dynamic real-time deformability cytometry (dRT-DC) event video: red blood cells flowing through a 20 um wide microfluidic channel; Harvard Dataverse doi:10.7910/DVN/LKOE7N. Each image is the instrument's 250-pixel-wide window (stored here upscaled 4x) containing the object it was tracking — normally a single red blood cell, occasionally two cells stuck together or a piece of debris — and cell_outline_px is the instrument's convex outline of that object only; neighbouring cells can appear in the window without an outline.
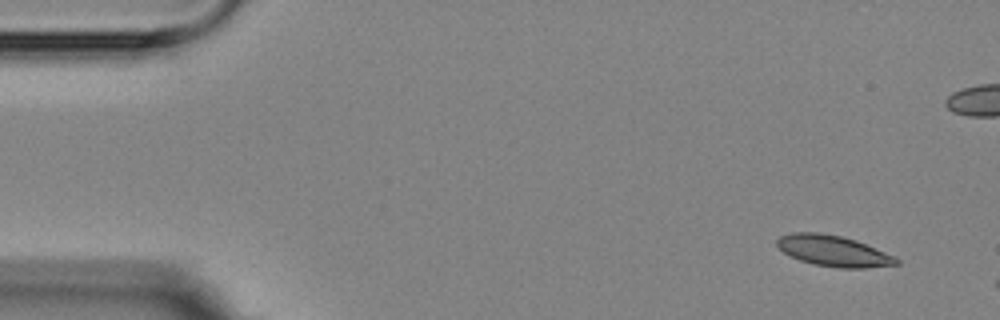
{"species": "Egyptian fruit bat (a non-hibernating species)", "species_latin": "Rousettus aegyptiacus", "temperature_condition": "room temperature", "stored_images_in_passage": 3, "camera_frame_rate_fps": 3000, "um_per_image_px": 0.085, "animal": {"sex": "female"}, "frame": {"image": 1, "passage_image": 1, "time_ms": 0.0, "image_size_px": [1000, 320], "cell_outline_px": [[900, 264], [864, 268], [840, 268], [812, 264], [800, 260], [784, 252], [776, 244], [776, 240], [780, 236], [792, 232], [816, 232], [840, 236], [856, 240], [896, 256], [900, 260]], "centroid_in_image_um": [70.87, 21.33], "position_along_channel_um": 14.1, "area_um2": 21.5}}